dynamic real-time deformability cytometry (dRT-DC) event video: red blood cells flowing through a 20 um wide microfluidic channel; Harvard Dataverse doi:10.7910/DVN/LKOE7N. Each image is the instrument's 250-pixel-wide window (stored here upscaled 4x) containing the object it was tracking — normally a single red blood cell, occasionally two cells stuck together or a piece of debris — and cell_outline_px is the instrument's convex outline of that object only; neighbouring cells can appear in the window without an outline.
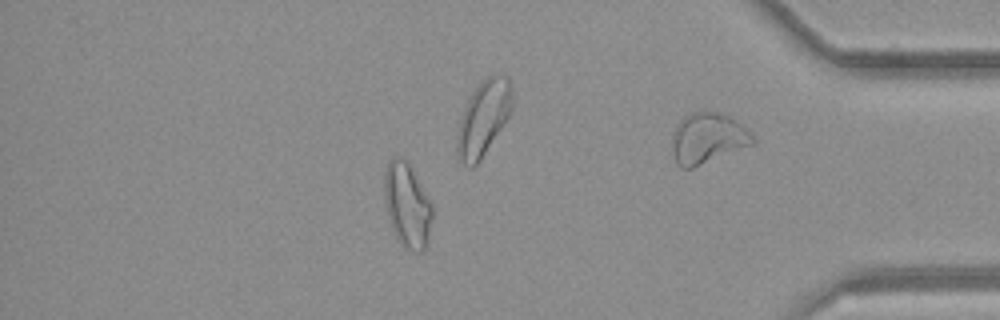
{"species": "common noctule bat (a hibernating species)", "species_latin": "Nyctalus noctula", "temperature_condition": "room temperature", "stored_images_in_passage": 49, "camera_frame_rate_fps": 3000, "um_per_image_px": 0.085, "animal": {"sex": "female", "body_mass_g": 21.9}, "frame": {"image": 1, "passage_image": 42, "time_ms": 13.667, "image_size_px": [1000, 320], "cell_outline_px": [[432, 216], [428, 236], [424, 248], [420, 252], [416, 252], [404, 248], [396, 236], [392, 228], [388, 216], [384, 196], [384, 176], [388, 160], [392, 156], [400, 156], [412, 168], [432, 204]], "centroid_in_image_um": [34.59, 17.41], "position_along_channel_um": 400.6, "area_um2": 23.41}, "authors_computed_cell_mechanics": {"area_um2": 23.1778, "velocity_mm_per_s": 4.234, "shape_relaxation_time_tau1_ms": null, "shape_relaxation_time_tau2_ms": 2.7387, "deformation_change_tau1": null, "deformation_change_tau2": 0.1173}}